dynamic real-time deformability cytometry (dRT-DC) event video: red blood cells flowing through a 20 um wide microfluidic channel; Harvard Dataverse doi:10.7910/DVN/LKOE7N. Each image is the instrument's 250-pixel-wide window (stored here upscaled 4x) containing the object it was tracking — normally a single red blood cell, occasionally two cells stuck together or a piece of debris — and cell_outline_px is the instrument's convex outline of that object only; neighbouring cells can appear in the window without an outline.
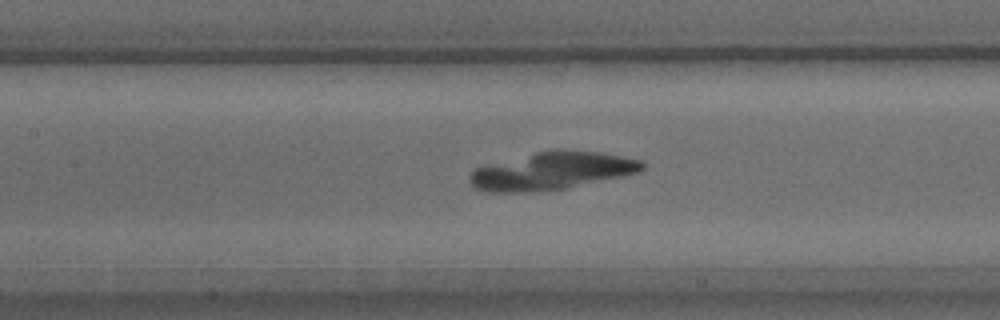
{"species": "common noctule bat (a hibernating species)", "species_latin": "Nyctalus noctula", "temperature_condition": "warm", "stored_images_in_passage": 41, "camera_frame_rate_fps": 3000, "um_per_image_px": 0.085, "animal": {"sex": "male", "body_mass_g": 15.6}, "frame": {"image": 1, "passage_image": 19, "time_ms": 6.0, "image_size_px": [1000, 320], "cell_outline_px": [[644, 168], [640, 172], [568, 188], [528, 192], [488, 192], [476, 188], [468, 180], [468, 176], [476, 168], [488, 164], [536, 152], [600, 152], [640, 160], [644, 164]], "centroid_in_image_um": [46.89, 14.56], "position_along_channel_um": 160.5, "area_um2": 36.88}}
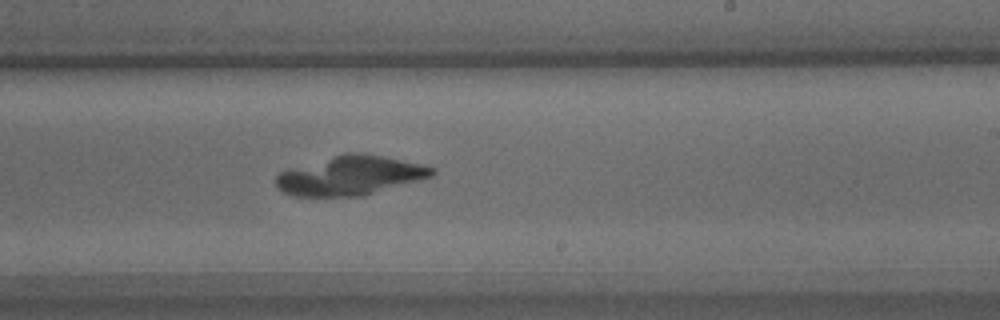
{"frame": {"image": 2, "passage_image": 25, "time_ms": 8.0, "image_size_px": [1000, 320], "cell_outline_px": [[436, 172], [432, 176], [420, 180], [364, 196], [296, 196], [284, 192], [276, 184], [276, 176], [280, 172], [344, 152], [364, 152], [384, 156], [420, 164], [436, 168]], "centroid_in_image_um": [29.83, 14.91], "position_along_channel_um": 259.2, "area_um2": 35.55}}
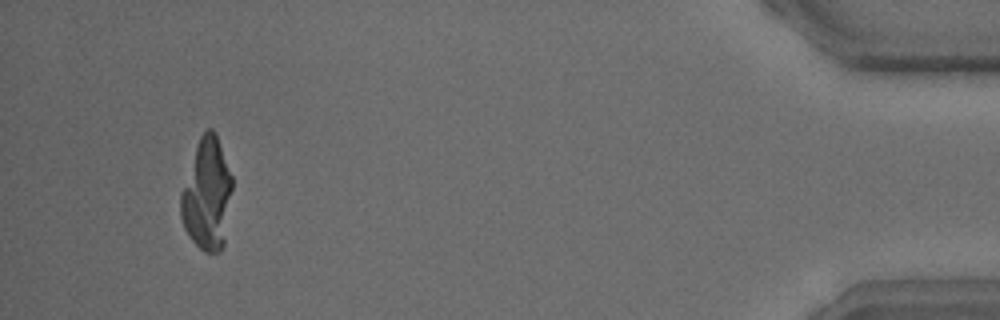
{"frame": {"image": 3, "passage_image": 39, "time_ms": 12.667, "image_size_px": [1000, 320], "cell_outline_px": [[232, 188], [224, 244], [220, 252], [204, 252], [188, 236], [184, 228], [180, 216], [180, 192], [200, 136], [208, 128], [212, 128], [216, 132], [232, 176]], "centroid_in_image_um": [17.59, 16.53], "position_along_channel_um": 417.6, "area_um2": 33.52}}